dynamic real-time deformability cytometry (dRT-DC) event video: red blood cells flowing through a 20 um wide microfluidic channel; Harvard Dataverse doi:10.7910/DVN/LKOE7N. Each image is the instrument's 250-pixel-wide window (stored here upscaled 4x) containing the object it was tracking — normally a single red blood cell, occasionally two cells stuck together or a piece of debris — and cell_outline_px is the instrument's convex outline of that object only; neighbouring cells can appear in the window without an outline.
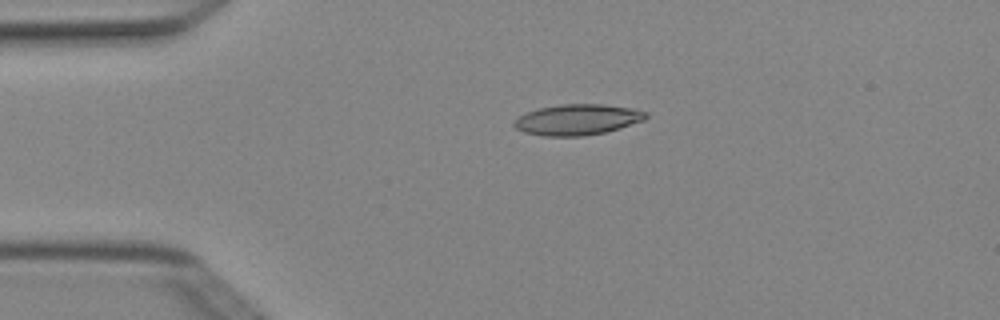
{"species": "Egyptian fruit bat (a non-hibernating species)", "species_latin": "Rousettus aegyptiacus", "temperature_condition": "cold", "stored_images_in_passage": 5, "camera_frame_rate_fps": 3000, "um_per_image_px": 0.085, "animal": {"sex": "female"}, "frame": {"image": 1, "passage_image": 4, "time_ms": 1.0, "image_size_px": [1000, 320], "cell_outline_px": [[648, 116], [644, 120], [620, 128], [604, 132], [584, 136], [544, 136], [524, 132], [516, 128], [512, 124], [520, 116], [528, 112], [540, 108], [564, 104], [600, 104], [632, 108], [648, 112]], "centroid_in_image_um": [49.11, 10.17], "position_along_channel_um": 35.9, "area_um2": 23.41}}